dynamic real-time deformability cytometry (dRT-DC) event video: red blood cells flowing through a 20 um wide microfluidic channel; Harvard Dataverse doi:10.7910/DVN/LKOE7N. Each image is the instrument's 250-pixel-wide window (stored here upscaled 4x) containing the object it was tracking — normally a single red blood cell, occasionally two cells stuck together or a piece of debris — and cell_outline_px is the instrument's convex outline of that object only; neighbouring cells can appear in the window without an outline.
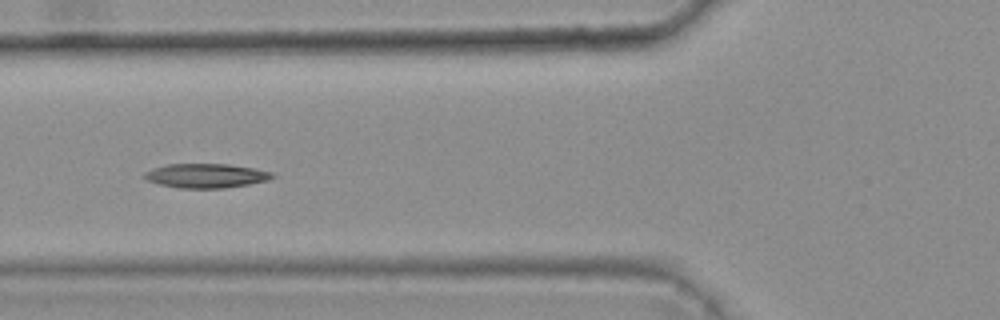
{"species": "common noctule bat (a hibernating species)", "species_latin": "Nyctalus noctula", "temperature_condition": "warm", "stored_images_in_passage": 6, "camera_frame_rate_fps": 3000, "um_per_image_px": 0.085, "animal": {"sex": "female", "body_mass_g": 25.1}, "frame": {"image": 1, "passage_image": 4, "time_ms": 1.0, "image_size_px": [1000, 320], "cell_outline_px": [[276, 176], [268, 180], [248, 184], [224, 188], [180, 188], [160, 184], [148, 180], [144, 176], [144, 172], [152, 168], [168, 164], [228, 164], [252, 168], [272, 172]], "centroid_in_image_um": [17.51, 14.93], "position_along_channel_um": 108.3, "area_um2": 17.92}}
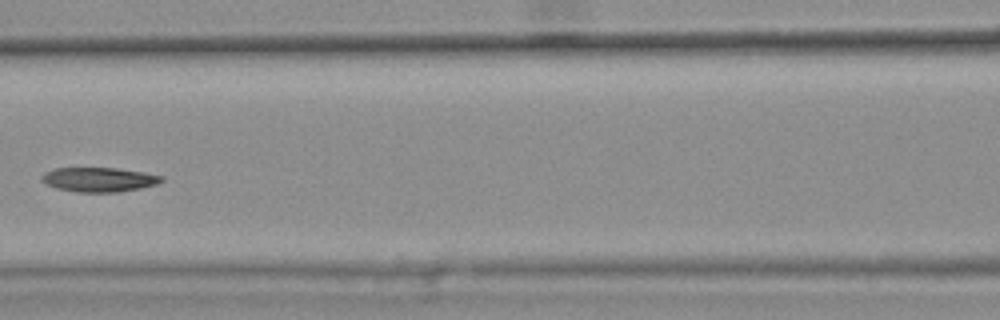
{"frame": {"image": 2, "passage_image": 5, "time_ms": 1.333, "image_size_px": [1000, 320], "cell_outline_px": [[164, 180], [156, 184], [140, 188], [120, 192], [76, 192], [56, 188], [40, 180], [40, 176], [44, 172], [52, 168], [116, 168], [144, 172], [164, 176]], "centroid_in_image_um": [8.4, 15.26], "position_along_channel_um": 158.2, "area_um2": 17.17}}